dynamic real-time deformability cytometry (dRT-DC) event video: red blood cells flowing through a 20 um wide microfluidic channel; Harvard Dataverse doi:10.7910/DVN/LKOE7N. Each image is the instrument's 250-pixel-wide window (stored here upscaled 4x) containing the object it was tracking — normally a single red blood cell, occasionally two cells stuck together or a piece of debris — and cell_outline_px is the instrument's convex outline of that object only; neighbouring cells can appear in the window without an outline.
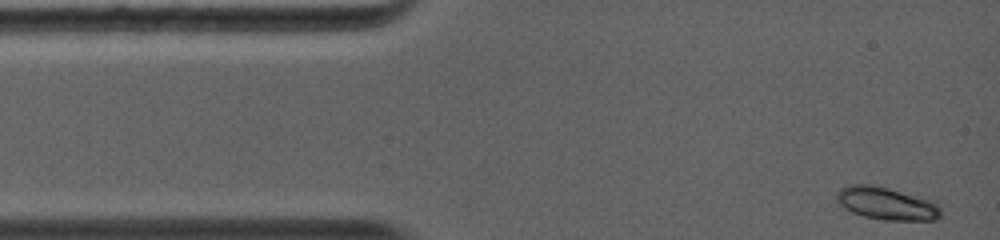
{"species": "common noctule bat (a hibernating species)", "species_latin": "Nyctalus noctula", "temperature_condition": "warm", "stored_images_in_passage": 44, "camera_frame_rate_fps": 5000, "um_per_image_px": 0.085, "animal": {"sex": "female", "body_mass_g": 19.0, "forearm_length_mm": 56.7}, "frame": {"image": 1, "passage_image": 1, "time_ms": 0.0, "image_size_px": [1000, 240], "cell_outline_px": [[940, 216], [936, 220], [884, 220], [864, 216], [852, 212], [844, 208], [836, 200], [836, 192], [840, 188], [852, 184], [868, 184], [888, 188], [936, 200], [940, 208]], "centroid_in_image_um": [75.38, 17.29], "position_along_channel_um": 9.6, "area_um2": 20.0}}
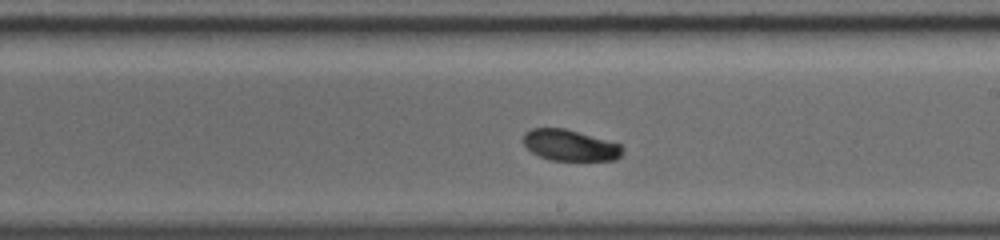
{"frame": {"image": 2, "passage_image": 26, "time_ms": 6.8, "image_size_px": [1000, 240], "cell_outline_px": [[620, 156], [616, 160], [552, 160], [540, 156], [532, 152], [524, 144], [524, 132], [532, 128], [564, 128], [620, 144]], "centroid_in_image_um": [48.41, 12.34], "position_along_channel_um": 240.6, "area_um2": 17.57}}
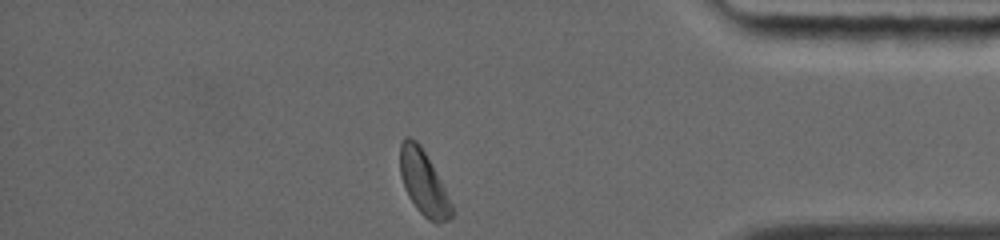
{"frame": {"image": 3, "passage_image": 44, "time_ms": 11.0, "image_size_px": [1000, 240], "cell_outline_px": [[456, 212], [448, 220], [436, 224], [428, 220], [416, 208], [408, 196], [400, 176], [400, 144], [404, 136], [408, 136], [416, 140], [420, 144], [440, 180]], "centroid_in_image_um": [36.0, 15.55], "position_along_channel_um": 399.2, "area_um2": 19.42}, "authors_computed_cell_mechanics": {"area_um2": 18.6983, "velocity_mm_per_s": 4.3962, "shape_relaxation_time_tau1_ms": 1.5888, "shape_relaxation_time_tau2_ms": 11.2815, "deformation_change_tau1": 0.1075, "deformation_change_tau2": 0.0922}}